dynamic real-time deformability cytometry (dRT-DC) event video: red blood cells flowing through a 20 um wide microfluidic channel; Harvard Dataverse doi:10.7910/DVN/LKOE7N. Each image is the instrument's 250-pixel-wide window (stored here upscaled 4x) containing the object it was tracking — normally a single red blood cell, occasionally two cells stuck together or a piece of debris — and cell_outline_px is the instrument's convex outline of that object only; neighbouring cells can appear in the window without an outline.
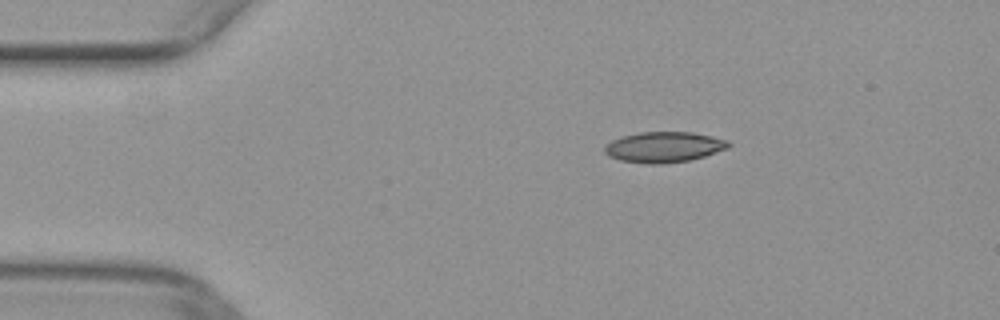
{"species": "common noctule bat (a hibernating species)", "species_latin": "Nyctalus noctula", "temperature_condition": "warm", "stored_images_in_passage": 42, "camera_frame_rate_fps": 3000, "um_per_image_px": 0.085, "animal": {"sex": "female", "body_mass_g": 29.2, "forearm_length_mm": 56.3}, "frame": {"image": 1, "passage_image": 1, "time_ms": 0.0, "image_size_px": [1000, 320], "cell_outline_px": [[732, 144], [728, 148], [704, 156], [688, 160], [656, 164], [648, 164], [620, 160], [608, 156], [604, 152], [604, 148], [612, 140], [620, 136], [640, 132], [692, 132], [712, 136], [728, 140]], "centroid_in_image_um": [56.43, 12.49], "position_along_channel_um": 28.6, "area_um2": 22.02}}
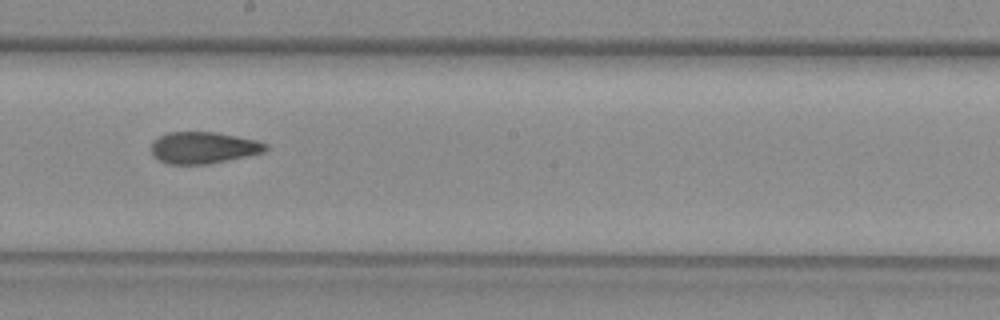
{"frame": {"image": 2, "passage_image": 20, "time_ms": 6.333, "image_size_px": [1000, 320], "cell_outline_px": [[268, 148], [264, 152], [208, 164], [168, 164], [160, 160], [152, 152], [152, 144], [160, 136], [168, 132], [216, 132], [256, 140], [268, 144]], "centroid_in_image_um": [17.32, 12.55], "position_along_channel_um": 230.9, "area_um2": 20.81}}
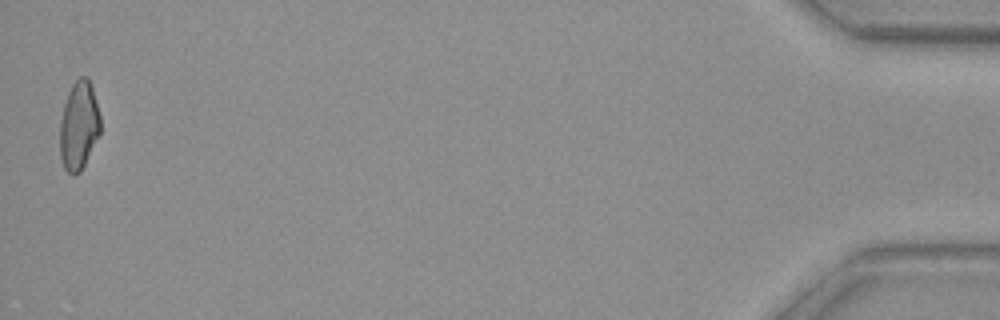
{"frame": {"image": 3, "passage_image": 42, "time_ms": 13.667, "image_size_px": [1000, 320], "cell_outline_px": [[100, 132], [80, 172], [72, 176], [64, 168], [60, 156], [60, 120], [64, 104], [68, 92], [72, 84], [80, 76], [88, 76], [92, 88], [100, 116]], "centroid_in_image_um": [6.69, 10.67], "position_along_channel_um": 428.5, "area_um2": 20.75}}